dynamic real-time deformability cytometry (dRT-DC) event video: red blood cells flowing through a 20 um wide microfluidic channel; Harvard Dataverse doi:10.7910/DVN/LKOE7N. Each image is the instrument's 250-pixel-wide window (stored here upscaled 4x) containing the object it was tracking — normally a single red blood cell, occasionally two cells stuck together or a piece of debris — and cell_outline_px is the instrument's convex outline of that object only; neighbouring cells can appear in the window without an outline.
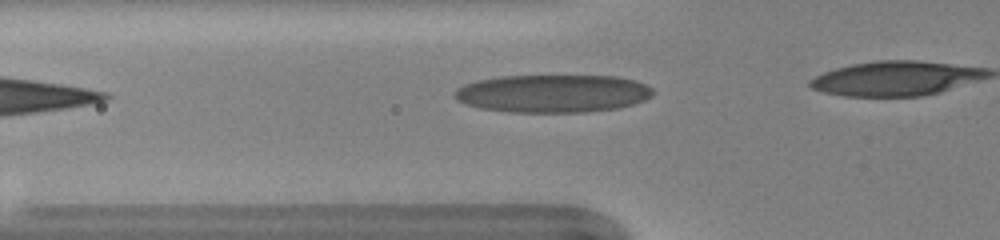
{"species": "human", "species_latin": "Homo sapiens", "temperature_condition": "warm", "stored_images_in_passage": 7, "camera_frame_rate_fps": 3000, "um_per_image_px": 0.085, "donor": {"sex": "female"}, "frame": {"image": 1, "passage_image": 2, "time_ms": 0.333, "image_size_px": [1000, 240], "cell_outline_px": [[652, 96], [644, 100], [632, 104], [616, 108], [584, 112], [508, 112], [480, 108], [456, 100], [452, 96], [452, 92], [456, 88], [464, 84], [476, 80], [500, 76], [616, 76], [636, 80], [652, 88]], "centroid_in_image_um": [46.93, 7.94], "position_along_channel_um": 78.9, "area_um2": 43.93}}
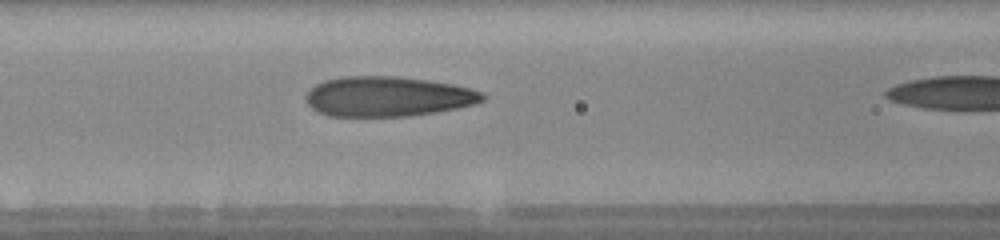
{"frame": {"image": 2, "passage_image": 6, "time_ms": 1.667, "image_size_px": [1000, 240], "cell_outline_px": [[488, 96], [484, 100], [476, 104], [436, 112], [412, 116], [328, 116], [316, 112], [308, 104], [304, 96], [316, 84], [324, 80], [344, 76], [396, 76], [428, 80], [452, 84], [484, 92]], "centroid_in_image_um": [32.97, 8.2], "position_along_channel_um": 133.6, "area_um2": 41.44}}